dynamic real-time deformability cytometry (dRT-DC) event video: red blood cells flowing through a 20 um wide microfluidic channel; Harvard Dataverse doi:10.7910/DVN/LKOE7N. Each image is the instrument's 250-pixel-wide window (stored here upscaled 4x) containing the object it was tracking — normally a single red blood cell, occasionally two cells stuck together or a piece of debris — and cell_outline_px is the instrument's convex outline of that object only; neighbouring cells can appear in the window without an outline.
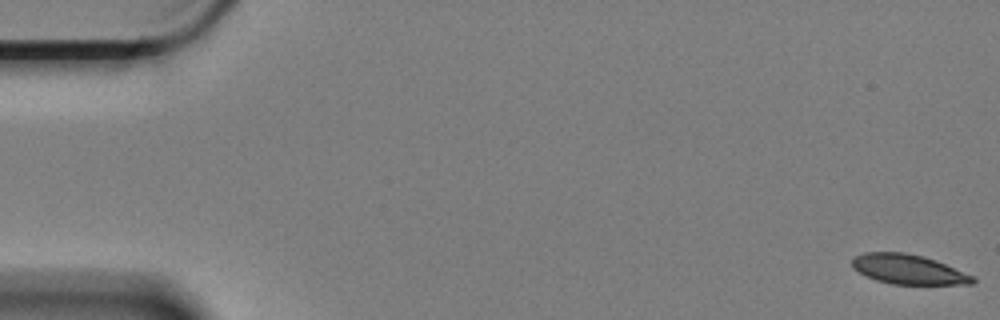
{"species": "Egyptian fruit bat (a non-hibernating species)", "species_latin": "Rousettus aegyptiacus", "temperature_condition": "cold", "stored_images_in_passage": 10, "camera_frame_rate_fps": 3000, "um_per_image_px": 0.085, "animal": {"sex": "female"}, "frame": {"image": 1, "passage_image": 1, "time_ms": 0.0, "image_size_px": [1000, 320], "cell_outline_px": [[976, 280], [972, 284], [892, 284], [876, 280], [852, 268], [852, 260], [856, 256], [864, 252], [904, 252], [924, 256], [936, 260], [972, 276]], "centroid_in_image_um": [77.19, 22.88], "position_along_channel_um": 7.8, "area_um2": 20.63}}
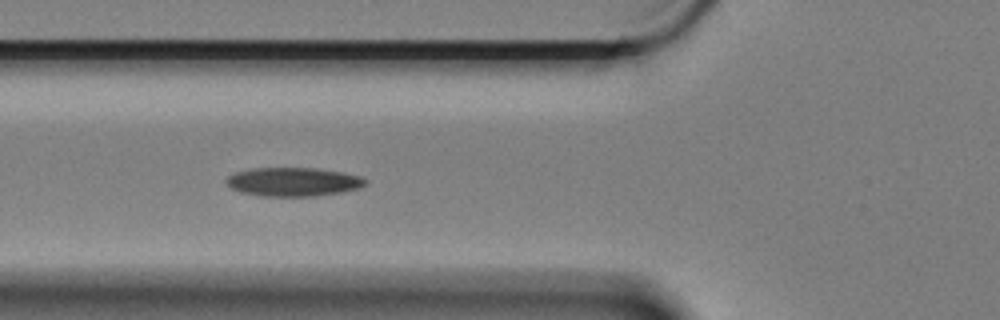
{"frame": {"image": 2, "passage_image": 6, "time_ms": 1.667, "image_size_px": [1000, 320], "cell_outline_px": [[368, 184], [360, 188], [340, 192], [316, 196], [260, 196], [240, 192], [232, 188], [224, 180], [228, 176], [236, 172], [252, 168], [316, 168], [340, 172], [360, 176], [368, 180]], "centroid_in_image_um": [24.94, 15.46], "position_along_channel_um": 100.9, "area_um2": 23.35}}
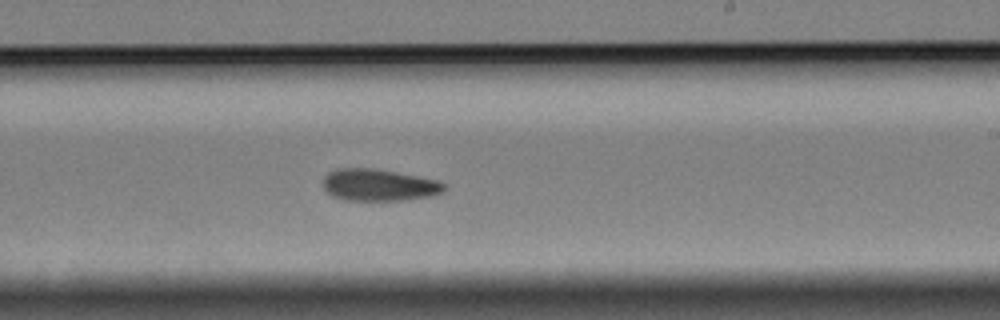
{"frame": {"image": 3, "passage_image": 10, "time_ms": 3.0, "image_size_px": [1000, 320], "cell_outline_px": [[448, 188], [444, 192], [432, 196], [404, 200], [344, 200], [332, 196], [324, 188], [324, 176], [328, 172], [336, 168], [372, 168], [396, 172], [436, 180], [444, 184]], "centroid_in_image_um": [32.21, 15.73], "position_along_channel_um": 256.8, "area_um2": 22.54}}